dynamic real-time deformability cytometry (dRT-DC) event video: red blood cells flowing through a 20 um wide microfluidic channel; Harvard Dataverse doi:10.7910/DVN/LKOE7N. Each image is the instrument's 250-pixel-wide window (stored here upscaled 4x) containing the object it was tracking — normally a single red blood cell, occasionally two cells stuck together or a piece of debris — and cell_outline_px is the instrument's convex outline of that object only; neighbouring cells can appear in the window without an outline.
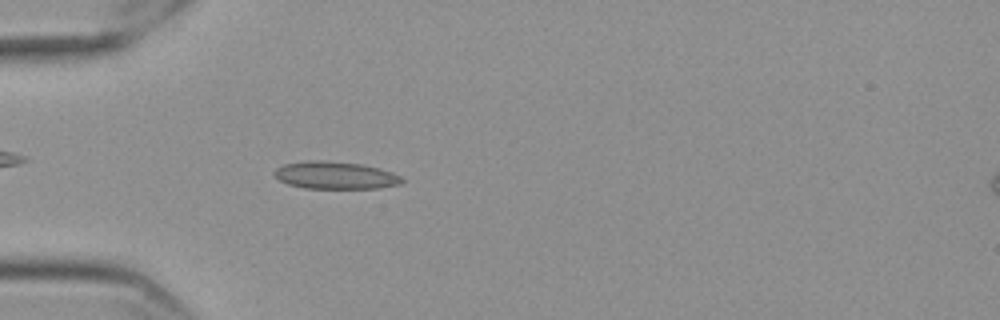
{"species": "Egyptian fruit bat (a non-hibernating species)", "species_latin": "Rousettus aegyptiacus", "temperature_condition": "cold", "stored_images_in_passage": 57, "camera_frame_rate_fps": 3000, "um_per_image_px": 0.085, "frame": {"image": 1, "passage_image": 17, "time_ms": 5.333, "image_size_px": [1000, 320], "cell_outline_px": [[404, 180], [400, 184], [380, 188], [304, 188], [288, 184], [280, 180], [272, 172], [276, 168], [284, 164], [304, 160], [324, 160], [360, 164], [392, 172], [400, 176]], "centroid_in_image_um": [28.47, 14.89], "position_along_channel_um": 56.5, "area_um2": 20.35}}
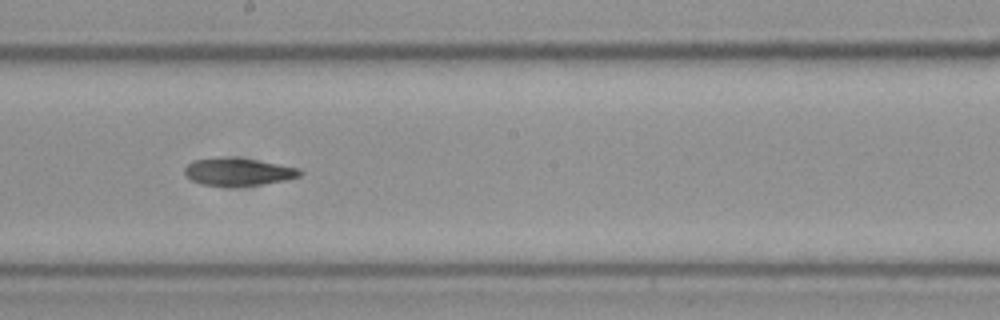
{"frame": {"image": 2, "passage_image": 32, "time_ms": 10.333, "image_size_px": [1000, 320], "cell_outline_px": [[304, 172], [300, 176], [288, 180], [260, 184], [200, 184], [192, 180], [184, 172], [184, 168], [192, 160], [256, 160], [300, 168]], "centroid_in_image_um": [20.34, 14.62], "position_along_channel_um": 227.9, "area_um2": 17.22}}
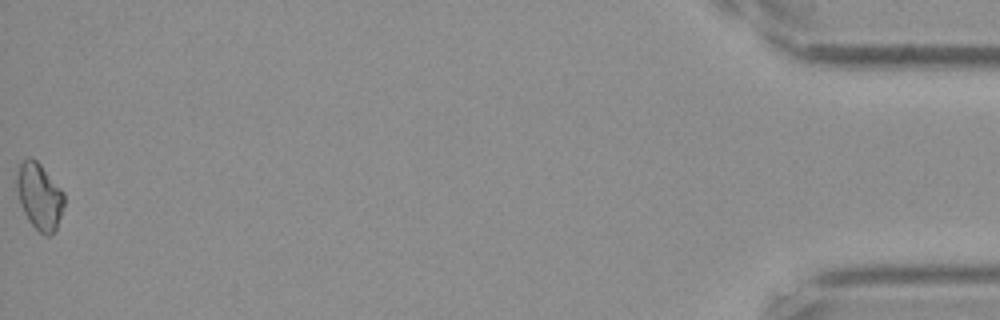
{"frame": {"image": 3, "passage_image": 57, "time_ms": 18.667, "image_size_px": [1000, 320], "cell_outline_px": [[64, 204], [56, 228], [48, 236], [44, 236], [28, 220], [24, 212], [16, 192], [16, 176], [20, 164], [28, 156], [36, 160], [40, 164], [64, 192]], "centroid_in_image_um": [3.33, 16.67], "position_along_channel_um": 431.9, "area_um2": 18.15}}